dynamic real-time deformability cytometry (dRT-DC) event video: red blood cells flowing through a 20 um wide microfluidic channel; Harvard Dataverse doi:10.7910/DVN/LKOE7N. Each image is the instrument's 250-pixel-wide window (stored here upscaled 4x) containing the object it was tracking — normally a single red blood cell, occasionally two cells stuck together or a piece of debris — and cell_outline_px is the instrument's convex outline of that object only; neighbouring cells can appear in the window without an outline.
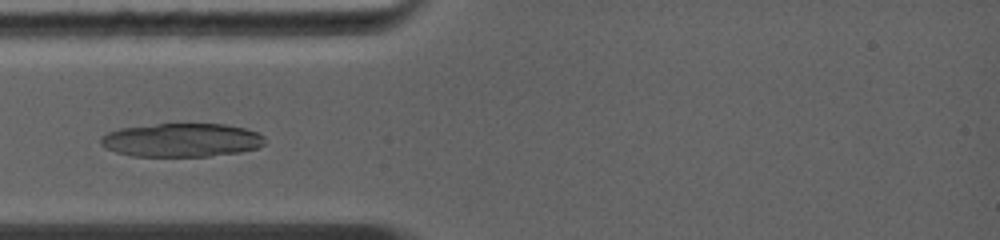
{"species": "common noctule bat (a hibernating species)", "species_latin": "Nyctalus noctula", "temperature_condition": "warm", "stored_images_in_passage": 19, "camera_frame_rate_fps": 5000, "um_per_image_px": 0.085, "animal": {"sex": "female", "body_mass_g": 19.0, "forearm_length_mm": 56.7}, "frame": {"image": 1, "passage_image": 5, "time_ms": 2.0, "image_size_px": [1000, 240], "cell_outline_px": [[264, 144], [256, 148], [240, 152], [208, 156], [132, 156], [116, 152], [104, 148], [100, 144], [100, 136], [108, 132], [120, 128], [156, 124], [224, 124], [244, 128], [256, 132], [264, 136]], "centroid_in_image_um": [15.39, 11.91], "position_along_channel_um": 69.6, "area_um2": 32.14}}
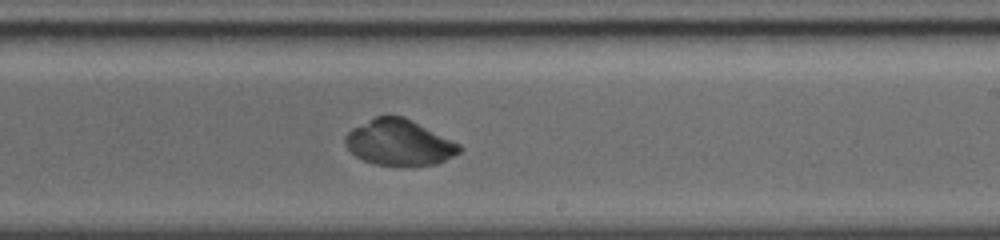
{"frame": {"image": 2, "passage_image": 13, "time_ms": 6.2, "image_size_px": [1000, 240], "cell_outline_px": [[464, 148], [460, 152], [436, 164], [376, 164], [364, 160], [356, 156], [344, 144], [344, 136], [352, 128], [376, 116], [400, 116], [460, 144]], "centroid_in_image_um": [33.89, 12.11], "position_along_channel_um": 255.1, "area_um2": 29.54}}
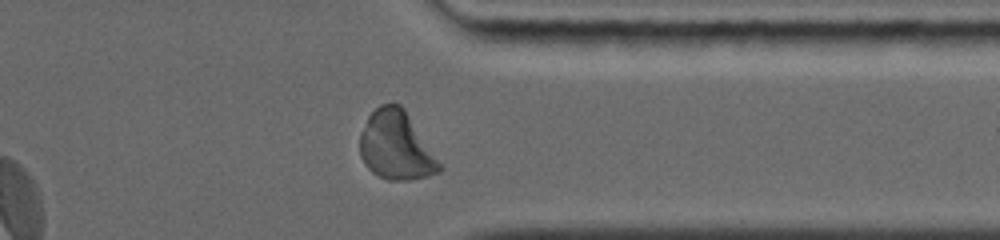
{"frame": {"image": 3, "passage_image": 19, "time_ms": 9.0, "image_size_px": [1000, 240], "cell_outline_px": [[444, 168], [440, 172], [428, 176], [408, 180], [388, 180], [372, 172], [364, 164], [360, 156], [360, 132], [368, 116], [380, 104], [400, 104], [404, 108], [444, 164]], "centroid_in_image_um": [33.71, 12.4], "position_along_channel_um": 377.7, "area_um2": 32.31}}